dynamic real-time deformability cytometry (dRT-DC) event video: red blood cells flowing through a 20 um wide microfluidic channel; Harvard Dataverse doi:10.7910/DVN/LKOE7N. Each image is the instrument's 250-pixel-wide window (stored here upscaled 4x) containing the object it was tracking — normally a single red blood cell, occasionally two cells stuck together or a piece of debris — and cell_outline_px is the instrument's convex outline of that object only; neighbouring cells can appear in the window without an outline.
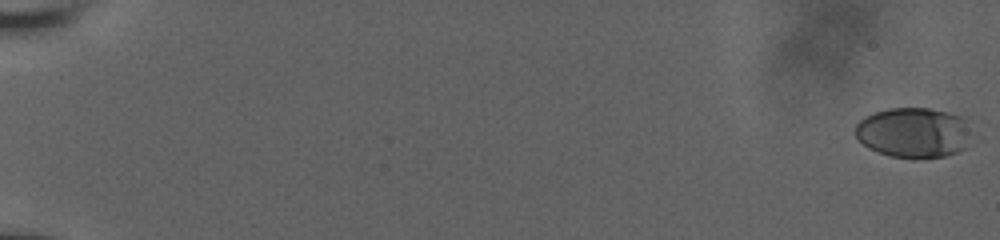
{"species": "human", "species_latin": "Homo sapiens", "temperature_condition": "room temperature", "stored_images_in_passage": 9, "camera_frame_rate_fps": 3000, "um_per_image_px": 0.085, "donor": {"sex": "male"}, "frame": {"image": 1, "passage_image": 1, "time_ms": 0.0, "image_size_px": [1000, 240], "cell_outline_px": [[964, 148], [956, 152], [944, 156], [892, 156], [868, 148], [856, 136], [856, 124], [864, 116], [888, 108], [928, 108], [948, 112], [960, 116], [964, 120]], "centroid_in_image_um": [77.54, 11.23], "position_along_channel_um": 7.5, "area_um2": 32.54}}
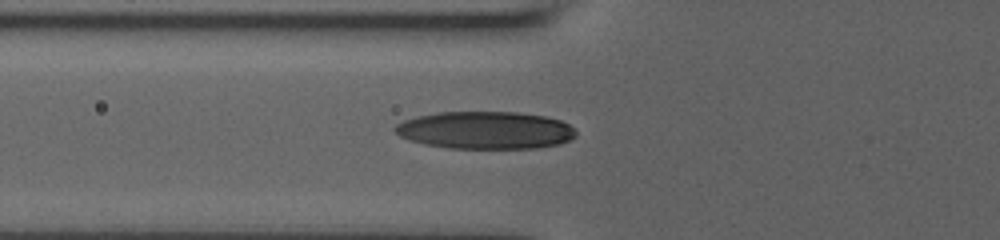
{"frame": {"image": 2, "passage_image": 9, "time_ms": 8.0, "image_size_px": [1000, 240], "cell_outline_px": [[576, 136], [560, 144], [536, 148], [448, 148], [424, 144], [408, 140], [400, 136], [392, 128], [396, 124], [404, 120], [416, 116], [436, 112], [516, 112], [544, 116], [560, 120], [568, 124], [576, 132]], "centroid_in_image_um": [41.22, 11.07], "position_along_channel_um": 84.6, "area_um2": 39.65}}